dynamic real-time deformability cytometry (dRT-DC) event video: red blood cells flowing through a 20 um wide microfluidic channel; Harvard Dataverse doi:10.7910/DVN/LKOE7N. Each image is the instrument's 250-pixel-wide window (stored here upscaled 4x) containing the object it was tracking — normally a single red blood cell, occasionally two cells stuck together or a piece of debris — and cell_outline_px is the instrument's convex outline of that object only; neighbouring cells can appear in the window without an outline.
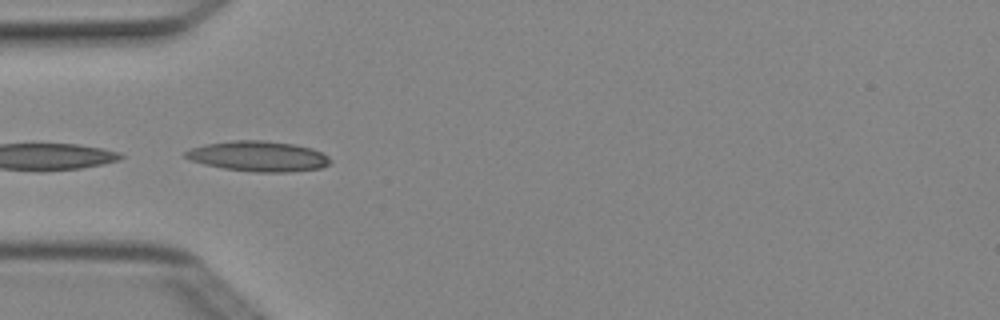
{"species": "Egyptian fruit bat (a non-hibernating species)", "species_latin": "Rousettus aegyptiacus", "temperature_condition": "cold", "stored_images_in_passage": 6, "camera_frame_rate_fps": 3000, "um_per_image_px": 0.085, "animal": {"sex": "female"}, "frame": {"image": 1, "passage_image": 4, "time_ms": 1.0, "image_size_px": [1000, 320], "cell_outline_px": [[332, 164], [320, 168], [288, 172], [256, 172], [224, 168], [204, 164], [192, 160], [184, 156], [184, 152], [192, 148], [204, 144], [232, 140], [264, 140], [292, 144], [312, 148], [328, 156], [332, 160]], "centroid_in_image_um": [21.98, 13.28], "position_along_channel_um": 63.0, "area_um2": 25.55}}
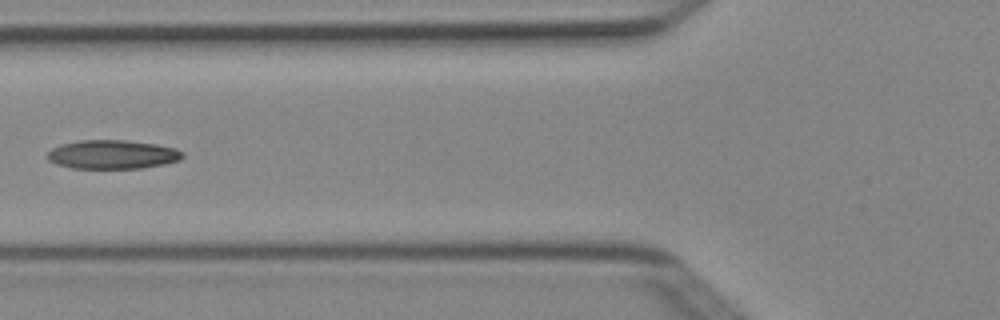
{"frame": {"image": 2, "passage_image": 5, "time_ms": 1.333, "image_size_px": [1000, 320], "cell_outline_px": [[184, 156], [180, 160], [164, 164], [140, 168], [72, 168], [56, 164], [48, 160], [48, 152], [52, 148], [60, 144], [80, 140], [124, 140], [156, 144], [176, 148], [184, 152]], "centroid_in_image_um": [9.57, 13.12], "position_along_channel_um": 116.2, "area_um2": 22.77}}
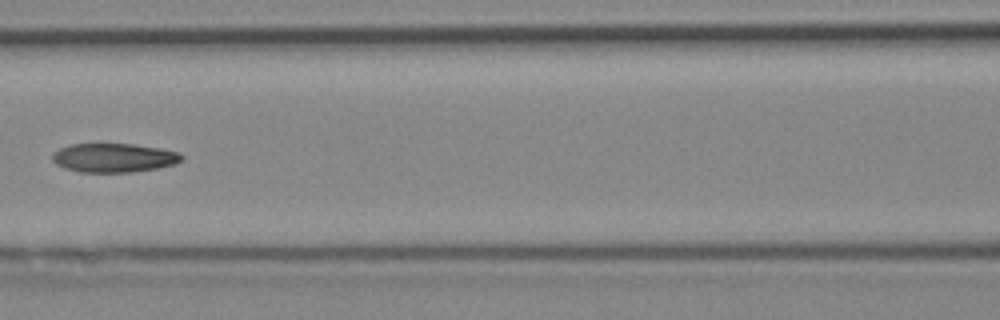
{"frame": {"image": 3, "passage_image": 6, "time_ms": 1.667, "image_size_px": [1000, 320], "cell_outline_px": [[184, 160], [176, 164], [156, 168], [132, 172], [80, 172], [64, 168], [56, 164], [52, 160], [52, 152], [68, 144], [132, 144], [160, 148], [180, 152], [184, 156]], "centroid_in_image_um": [9.69, 13.41], "position_along_channel_um": 156.9, "area_um2": 22.02}}